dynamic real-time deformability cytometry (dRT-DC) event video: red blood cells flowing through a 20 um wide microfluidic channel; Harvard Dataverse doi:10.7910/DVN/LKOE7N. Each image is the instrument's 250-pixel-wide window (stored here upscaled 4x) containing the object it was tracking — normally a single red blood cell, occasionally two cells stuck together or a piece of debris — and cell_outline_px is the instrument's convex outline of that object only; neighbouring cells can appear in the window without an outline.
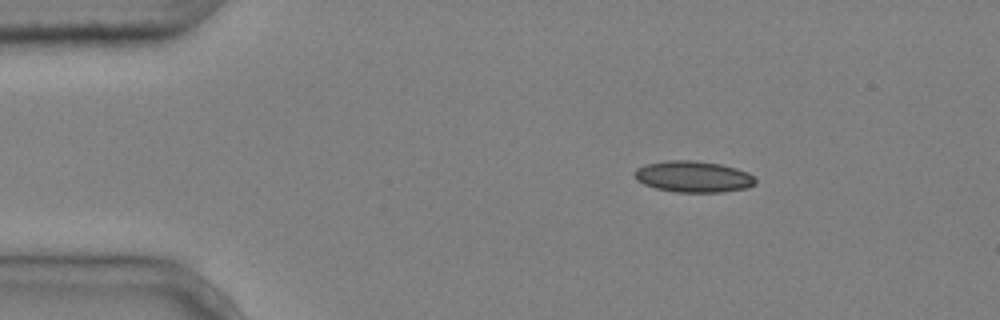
{"species": "common noctule bat (a hibernating species)", "species_latin": "Nyctalus noctula", "temperature_condition": "cold", "stored_images_in_passage": 3, "camera_frame_rate_fps": 3000, "um_per_image_px": 0.085, "animal": {"sex": "male", "body_mass_g": 20.4}, "frame": {"image": 1, "passage_image": 2, "time_ms": 0.333, "image_size_px": [1000, 320], "cell_outline_px": [[756, 184], [748, 188], [720, 192], [676, 192], [656, 188], [644, 184], [636, 180], [632, 172], [636, 168], [644, 164], [668, 160], [692, 160], [720, 164], [736, 168], [748, 172], [756, 180]], "centroid_in_image_um": [58.9, 15.01], "position_along_channel_um": 26.1, "area_um2": 22.2}}